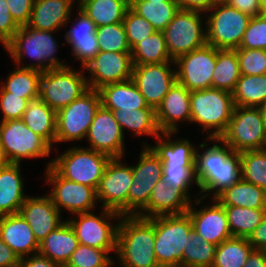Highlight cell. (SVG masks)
<instances>
[{
	"label": "cell",
	"instance_id": "cell-1",
	"mask_svg": "<svg viewBox=\"0 0 266 267\" xmlns=\"http://www.w3.org/2000/svg\"><path fill=\"white\" fill-rule=\"evenodd\" d=\"M213 143L209 148L206 142L199 144L205 151L200 154L196 149V178L199 184V199L196 205H200L203 198L206 199L211 192L212 199L216 198L226 188L241 179L240 153L234 152L227 144L219 139H209ZM218 142L221 145H219ZM223 144V145H222Z\"/></svg>",
	"mask_w": 266,
	"mask_h": 267
},
{
	"label": "cell",
	"instance_id": "cell-2",
	"mask_svg": "<svg viewBox=\"0 0 266 267\" xmlns=\"http://www.w3.org/2000/svg\"><path fill=\"white\" fill-rule=\"evenodd\" d=\"M154 244V217L122 215L117 232L116 252L120 267H158Z\"/></svg>",
	"mask_w": 266,
	"mask_h": 267
},
{
	"label": "cell",
	"instance_id": "cell-3",
	"mask_svg": "<svg viewBox=\"0 0 266 267\" xmlns=\"http://www.w3.org/2000/svg\"><path fill=\"white\" fill-rule=\"evenodd\" d=\"M55 31H45L23 26L4 46L11 59L21 65L24 55L36 59L37 62L20 67L36 69L41 72L54 68H65L68 65L55 57L59 44L52 36Z\"/></svg>",
	"mask_w": 266,
	"mask_h": 267
},
{
	"label": "cell",
	"instance_id": "cell-4",
	"mask_svg": "<svg viewBox=\"0 0 266 267\" xmlns=\"http://www.w3.org/2000/svg\"><path fill=\"white\" fill-rule=\"evenodd\" d=\"M191 123H198L203 130L211 129L208 139H219L225 132L235 108L231 92L206 88L190 91ZM213 129V130H212Z\"/></svg>",
	"mask_w": 266,
	"mask_h": 267
},
{
	"label": "cell",
	"instance_id": "cell-5",
	"mask_svg": "<svg viewBox=\"0 0 266 267\" xmlns=\"http://www.w3.org/2000/svg\"><path fill=\"white\" fill-rule=\"evenodd\" d=\"M110 159L93 149L75 146L54 158L47 167L51 165L62 177L97 191Z\"/></svg>",
	"mask_w": 266,
	"mask_h": 267
},
{
	"label": "cell",
	"instance_id": "cell-6",
	"mask_svg": "<svg viewBox=\"0 0 266 267\" xmlns=\"http://www.w3.org/2000/svg\"><path fill=\"white\" fill-rule=\"evenodd\" d=\"M154 251L159 265L181 264L188 235L193 230L187 213L154 217Z\"/></svg>",
	"mask_w": 266,
	"mask_h": 267
},
{
	"label": "cell",
	"instance_id": "cell-7",
	"mask_svg": "<svg viewBox=\"0 0 266 267\" xmlns=\"http://www.w3.org/2000/svg\"><path fill=\"white\" fill-rule=\"evenodd\" d=\"M209 12L204 22L207 44L216 49L239 48L251 17L228 3L214 4Z\"/></svg>",
	"mask_w": 266,
	"mask_h": 267
},
{
	"label": "cell",
	"instance_id": "cell-8",
	"mask_svg": "<svg viewBox=\"0 0 266 267\" xmlns=\"http://www.w3.org/2000/svg\"><path fill=\"white\" fill-rule=\"evenodd\" d=\"M87 79L83 71H75L69 66L43 71L39 98L58 112L90 89Z\"/></svg>",
	"mask_w": 266,
	"mask_h": 267
},
{
	"label": "cell",
	"instance_id": "cell-9",
	"mask_svg": "<svg viewBox=\"0 0 266 267\" xmlns=\"http://www.w3.org/2000/svg\"><path fill=\"white\" fill-rule=\"evenodd\" d=\"M266 125L259 107L235 106L219 140L234 152L264 149Z\"/></svg>",
	"mask_w": 266,
	"mask_h": 267
},
{
	"label": "cell",
	"instance_id": "cell-10",
	"mask_svg": "<svg viewBox=\"0 0 266 267\" xmlns=\"http://www.w3.org/2000/svg\"><path fill=\"white\" fill-rule=\"evenodd\" d=\"M101 105L98 90L89 89L57 112L56 143L86 138L95 113Z\"/></svg>",
	"mask_w": 266,
	"mask_h": 267
},
{
	"label": "cell",
	"instance_id": "cell-11",
	"mask_svg": "<svg viewBox=\"0 0 266 267\" xmlns=\"http://www.w3.org/2000/svg\"><path fill=\"white\" fill-rule=\"evenodd\" d=\"M75 215L78 216V221L75 218L67 221L77 235L79 244L105 249L109 253L112 251L117 252L119 221L115 225L110 223V220H120L121 214L114 210L103 208L99 216L91 212Z\"/></svg>",
	"mask_w": 266,
	"mask_h": 267
},
{
	"label": "cell",
	"instance_id": "cell-12",
	"mask_svg": "<svg viewBox=\"0 0 266 267\" xmlns=\"http://www.w3.org/2000/svg\"><path fill=\"white\" fill-rule=\"evenodd\" d=\"M0 145L10 163L20 164L24 158L49 156L51 146L28 128L21 119L1 122Z\"/></svg>",
	"mask_w": 266,
	"mask_h": 267
},
{
	"label": "cell",
	"instance_id": "cell-13",
	"mask_svg": "<svg viewBox=\"0 0 266 267\" xmlns=\"http://www.w3.org/2000/svg\"><path fill=\"white\" fill-rule=\"evenodd\" d=\"M202 13L179 9L163 31L168 53L173 60L207 43L206 30L202 27Z\"/></svg>",
	"mask_w": 266,
	"mask_h": 267
},
{
	"label": "cell",
	"instance_id": "cell-14",
	"mask_svg": "<svg viewBox=\"0 0 266 267\" xmlns=\"http://www.w3.org/2000/svg\"><path fill=\"white\" fill-rule=\"evenodd\" d=\"M217 49L209 44L185 53L174 60L177 81L189 91L212 87Z\"/></svg>",
	"mask_w": 266,
	"mask_h": 267
},
{
	"label": "cell",
	"instance_id": "cell-15",
	"mask_svg": "<svg viewBox=\"0 0 266 267\" xmlns=\"http://www.w3.org/2000/svg\"><path fill=\"white\" fill-rule=\"evenodd\" d=\"M46 171L45 180L53 186L48 195L59 212L62 208L74 215L92 212L98 202L94 188L62 177L51 165Z\"/></svg>",
	"mask_w": 266,
	"mask_h": 267
},
{
	"label": "cell",
	"instance_id": "cell-16",
	"mask_svg": "<svg viewBox=\"0 0 266 267\" xmlns=\"http://www.w3.org/2000/svg\"><path fill=\"white\" fill-rule=\"evenodd\" d=\"M139 163L132 165L133 182L128 194V215H137L149 202L151 192L162 177V161L143 144Z\"/></svg>",
	"mask_w": 266,
	"mask_h": 267
},
{
	"label": "cell",
	"instance_id": "cell-17",
	"mask_svg": "<svg viewBox=\"0 0 266 267\" xmlns=\"http://www.w3.org/2000/svg\"><path fill=\"white\" fill-rule=\"evenodd\" d=\"M132 182V166L123 164L121 158H111L97 189V200L102 202V208L128 215V194Z\"/></svg>",
	"mask_w": 266,
	"mask_h": 267
},
{
	"label": "cell",
	"instance_id": "cell-18",
	"mask_svg": "<svg viewBox=\"0 0 266 267\" xmlns=\"http://www.w3.org/2000/svg\"><path fill=\"white\" fill-rule=\"evenodd\" d=\"M174 61L160 64L133 65L131 79L144 97L147 105L157 109L164 96L177 81Z\"/></svg>",
	"mask_w": 266,
	"mask_h": 267
},
{
	"label": "cell",
	"instance_id": "cell-19",
	"mask_svg": "<svg viewBox=\"0 0 266 267\" xmlns=\"http://www.w3.org/2000/svg\"><path fill=\"white\" fill-rule=\"evenodd\" d=\"M89 149L106 154L111 158H122L124 133L110 109L102 104L97 109L86 136Z\"/></svg>",
	"mask_w": 266,
	"mask_h": 267
},
{
	"label": "cell",
	"instance_id": "cell-20",
	"mask_svg": "<svg viewBox=\"0 0 266 267\" xmlns=\"http://www.w3.org/2000/svg\"><path fill=\"white\" fill-rule=\"evenodd\" d=\"M83 69L91 73L87 79L89 88L99 90L105 85L131 79L132 56L131 53L100 51Z\"/></svg>",
	"mask_w": 266,
	"mask_h": 267
},
{
	"label": "cell",
	"instance_id": "cell-21",
	"mask_svg": "<svg viewBox=\"0 0 266 267\" xmlns=\"http://www.w3.org/2000/svg\"><path fill=\"white\" fill-rule=\"evenodd\" d=\"M212 201L213 205H206L200 210H196L191 203L186 213L192 221L194 231L209 243L217 246L231 238L232 234L224 206L216 198Z\"/></svg>",
	"mask_w": 266,
	"mask_h": 267
},
{
	"label": "cell",
	"instance_id": "cell-22",
	"mask_svg": "<svg viewBox=\"0 0 266 267\" xmlns=\"http://www.w3.org/2000/svg\"><path fill=\"white\" fill-rule=\"evenodd\" d=\"M178 184L160 180L154 186L148 204L137 214L144 218L184 214L193 202Z\"/></svg>",
	"mask_w": 266,
	"mask_h": 267
},
{
	"label": "cell",
	"instance_id": "cell-23",
	"mask_svg": "<svg viewBox=\"0 0 266 267\" xmlns=\"http://www.w3.org/2000/svg\"><path fill=\"white\" fill-rule=\"evenodd\" d=\"M19 213L31 227L38 243L64 222L48 194L41 197L28 196Z\"/></svg>",
	"mask_w": 266,
	"mask_h": 267
},
{
	"label": "cell",
	"instance_id": "cell-24",
	"mask_svg": "<svg viewBox=\"0 0 266 267\" xmlns=\"http://www.w3.org/2000/svg\"><path fill=\"white\" fill-rule=\"evenodd\" d=\"M155 112L161 133L178 132V122H191L190 91L176 81Z\"/></svg>",
	"mask_w": 266,
	"mask_h": 267
},
{
	"label": "cell",
	"instance_id": "cell-25",
	"mask_svg": "<svg viewBox=\"0 0 266 267\" xmlns=\"http://www.w3.org/2000/svg\"><path fill=\"white\" fill-rule=\"evenodd\" d=\"M0 238L19 259L39 251V243L20 213L0 216Z\"/></svg>",
	"mask_w": 266,
	"mask_h": 267
},
{
	"label": "cell",
	"instance_id": "cell-26",
	"mask_svg": "<svg viewBox=\"0 0 266 267\" xmlns=\"http://www.w3.org/2000/svg\"><path fill=\"white\" fill-rule=\"evenodd\" d=\"M78 10L79 15L75 19L77 22L65 33V40L72 46V56L85 68L100 50L95 34V23L82 9L78 7Z\"/></svg>",
	"mask_w": 266,
	"mask_h": 267
},
{
	"label": "cell",
	"instance_id": "cell-27",
	"mask_svg": "<svg viewBox=\"0 0 266 267\" xmlns=\"http://www.w3.org/2000/svg\"><path fill=\"white\" fill-rule=\"evenodd\" d=\"M74 2L75 0H34L27 26L57 32L70 22Z\"/></svg>",
	"mask_w": 266,
	"mask_h": 267
},
{
	"label": "cell",
	"instance_id": "cell-28",
	"mask_svg": "<svg viewBox=\"0 0 266 267\" xmlns=\"http://www.w3.org/2000/svg\"><path fill=\"white\" fill-rule=\"evenodd\" d=\"M98 91L101 104L111 111L153 109L147 105L132 79L105 85Z\"/></svg>",
	"mask_w": 266,
	"mask_h": 267
},
{
	"label": "cell",
	"instance_id": "cell-29",
	"mask_svg": "<svg viewBox=\"0 0 266 267\" xmlns=\"http://www.w3.org/2000/svg\"><path fill=\"white\" fill-rule=\"evenodd\" d=\"M78 244L77 235L65 220L39 243L38 253L58 265L67 264Z\"/></svg>",
	"mask_w": 266,
	"mask_h": 267
},
{
	"label": "cell",
	"instance_id": "cell-30",
	"mask_svg": "<svg viewBox=\"0 0 266 267\" xmlns=\"http://www.w3.org/2000/svg\"><path fill=\"white\" fill-rule=\"evenodd\" d=\"M20 168V164L10 163L0 169V216L19 213L27 198Z\"/></svg>",
	"mask_w": 266,
	"mask_h": 267
},
{
	"label": "cell",
	"instance_id": "cell-31",
	"mask_svg": "<svg viewBox=\"0 0 266 267\" xmlns=\"http://www.w3.org/2000/svg\"><path fill=\"white\" fill-rule=\"evenodd\" d=\"M161 134L156 137V145H148V147L162 161V164L195 165L197 148L190 143L191 141L188 139L172 140L170 136L175 132Z\"/></svg>",
	"mask_w": 266,
	"mask_h": 267
},
{
	"label": "cell",
	"instance_id": "cell-32",
	"mask_svg": "<svg viewBox=\"0 0 266 267\" xmlns=\"http://www.w3.org/2000/svg\"><path fill=\"white\" fill-rule=\"evenodd\" d=\"M21 120L51 147L56 143L57 112L40 98L29 101Z\"/></svg>",
	"mask_w": 266,
	"mask_h": 267
},
{
	"label": "cell",
	"instance_id": "cell-33",
	"mask_svg": "<svg viewBox=\"0 0 266 267\" xmlns=\"http://www.w3.org/2000/svg\"><path fill=\"white\" fill-rule=\"evenodd\" d=\"M77 7L82 9L95 23L96 27L121 23L130 0H78Z\"/></svg>",
	"mask_w": 266,
	"mask_h": 267
},
{
	"label": "cell",
	"instance_id": "cell-34",
	"mask_svg": "<svg viewBox=\"0 0 266 267\" xmlns=\"http://www.w3.org/2000/svg\"><path fill=\"white\" fill-rule=\"evenodd\" d=\"M216 199L223 206L266 208V191L243 179L226 188Z\"/></svg>",
	"mask_w": 266,
	"mask_h": 267
},
{
	"label": "cell",
	"instance_id": "cell-35",
	"mask_svg": "<svg viewBox=\"0 0 266 267\" xmlns=\"http://www.w3.org/2000/svg\"><path fill=\"white\" fill-rule=\"evenodd\" d=\"M130 8L145 18L156 31H164L180 6L177 1L130 0Z\"/></svg>",
	"mask_w": 266,
	"mask_h": 267
},
{
	"label": "cell",
	"instance_id": "cell-36",
	"mask_svg": "<svg viewBox=\"0 0 266 267\" xmlns=\"http://www.w3.org/2000/svg\"><path fill=\"white\" fill-rule=\"evenodd\" d=\"M1 83L0 91L10 92L12 95L29 101L39 98L40 78L42 72L36 69L16 67Z\"/></svg>",
	"mask_w": 266,
	"mask_h": 267
},
{
	"label": "cell",
	"instance_id": "cell-37",
	"mask_svg": "<svg viewBox=\"0 0 266 267\" xmlns=\"http://www.w3.org/2000/svg\"><path fill=\"white\" fill-rule=\"evenodd\" d=\"M241 75L236 50L217 49V61L212 76V88L232 93Z\"/></svg>",
	"mask_w": 266,
	"mask_h": 267
},
{
	"label": "cell",
	"instance_id": "cell-38",
	"mask_svg": "<svg viewBox=\"0 0 266 267\" xmlns=\"http://www.w3.org/2000/svg\"><path fill=\"white\" fill-rule=\"evenodd\" d=\"M133 65L160 64L174 61L167 50L165 35L155 31L131 49Z\"/></svg>",
	"mask_w": 266,
	"mask_h": 267
},
{
	"label": "cell",
	"instance_id": "cell-39",
	"mask_svg": "<svg viewBox=\"0 0 266 267\" xmlns=\"http://www.w3.org/2000/svg\"><path fill=\"white\" fill-rule=\"evenodd\" d=\"M112 113L123 133L126 128L137 136L153 135L158 137L161 133L157 124L155 109L115 110Z\"/></svg>",
	"mask_w": 266,
	"mask_h": 267
},
{
	"label": "cell",
	"instance_id": "cell-40",
	"mask_svg": "<svg viewBox=\"0 0 266 267\" xmlns=\"http://www.w3.org/2000/svg\"><path fill=\"white\" fill-rule=\"evenodd\" d=\"M253 250L247 238L231 237L216 246L211 267H243Z\"/></svg>",
	"mask_w": 266,
	"mask_h": 267
},
{
	"label": "cell",
	"instance_id": "cell-41",
	"mask_svg": "<svg viewBox=\"0 0 266 267\" xmlns=\"http://www.w3.org/2000/svg\"><path fill=\"white\" fill-rule=\"evenodd\" d=\"M232 95L235 106L259 107L266 100V74L241 75Z\"/></svg>",
	"mask_w": 266,
	"mask_h": 267
},
{
	"label": "cell",
	"instance_id": "cell-42",
	"mask_svg": "<svg viewBox=\"0 0 266 267\" xmlns=\"http://www.w3.org/2000/svg\"><path fill=\"white\" fill-rule=\"evenodd\" d=\"M232 237L248 238L261 223L266 208L224 206Z\"/></svg>",
	"mask_w": 266,
	"mask_h": 267
},
{
	"label": "cell",
	"instance_id": "cell-43",
	"mask_svg": "<svg viewBox=\"0 0 266 267\" xmlns=\"http://www.w3.org/2000/svg\"><path fill=\"white\" fill-rule=\"evenodd\" d=\"M216 245L209 243L198 233L191 231L183 250L184 267H211L215 257Z\"/></svg>",
	"mask_w": 266,
	"mask_h": 267
},
{
	"label": "cell",
	"instance_id": "cell-44",
	"mask_svg": "<svg viewBox=\"0 0 266 267\" xmlns=\"http://www.w3.org/2000/svg\"><path fill=\"white\" fill-rule=\"evenodd\" d=\"M241 179L266 191V149L240 152Z\"/></svg>",
	"mask_w": 266,
	"mask_h": 267
},
{
	"label": "cell",
	"instance_id": "cell-45",
	"mask_svg": "<svg viewBox=\"0 0 266 267\" xmlns=\"http://www.w3.org/2000/svg\"><path fill=\"white\" fill-rule=\"evenodd\" d=\"M95 34L100 51L131 53L123 22L96 27Z\"/></svg>",
	"mask_w": 266,
	"mask_h": 267
},
{
	"label": "cell",
	"instance_id": "cell-46",
	"mask_svg": "<svg viewBox=\"0 0 266 267\" xmlns=\"http://www.w3.org/2000/svg\"><path fill=\"white\" fill-rule=\"evenodd\" d=\"M108 255L105 249L78 244L67 264L72 267H112L114 261Z\"/></svg>",
	"mask_w": 266,
	"mask_h": 267
},
{
	"label": "cell",
	"instance_id": "cell-47",
	"mask_svg": "<svg viewBox=\"0 0 266 267\" xmlns=\"http://www.w3.org/2000/svg\"><path fill=\"white\" fill-rule=\"evenodd\" d=\"M123 24L131 49L138 42L149 37L156 31L145 18L135 13L130 7L125 13Z\"/></svg>",
	"mask_w": 266,
	"mask_h": 267
},
{
	"label": "cell",
	"instance_id": "cell-48",
	"mask_svg": "<svg viewBox=\"0 0 266 267\" xmlns=\"http://www.w3.org/2000/svg\"><path fill=\"white\" fill-rule=\"evenodd\" d=\"M237 58L242 75L266 74V50L236 48Z\"/></svg>",
	"mask_w": 266,
	"mask_h": 267
},
{
	"label": "cell",
	"instance_id": "cell-49",
	"mask_svg": "<svg viewBox=\"0 0 266 267\" xmlns=\"http://www.w3.org/2000/svg\"><path fill=\"white\" fill-rule=\"evenodd\" d=\"M161 180L178 184L188 195L193 183L199 188L195 165L162 164Z\"/></svg>",
	"mask_w": 266,
	"mask_h": 267
},
{
	"label": "cell",
	"instance_id": "cell-50",
	"mask_svg": "<svg viewBox=\"0 0 266 267\" xmlns=\"http://www.w3.org/2000/svg\"><path fill=\"white\" fill-rule=\"evenodd\" d=\"M239 48L266 50V16L251 17Z\"/></svg>",
	"mask_w": 266,
	"mask_h": 267
},
{
	"label": "cell",
	"instance_id": "cell-51",
	"mask_svg": "<svg viewBox=\"0 0 266 267\" xmlns=\"http://www.w3.org/2000/svg\"><path fill=\"white\" fill-rule=\"evenodd\" d=\"M28 104V99L12 95L7 91H0V110L3 114L1 122L6 120L22 119Z\"/></svg>",
	"mask_w": 266,
	"mask_h": 267
},
{
	"label": "cell",
	"instance_id": "cell-52",
	"mask_svg": "<svg viewBox=\"0 0 266 267\" xmlns=\"http://www.w3.org/2000/svg\"><path fill=\"white\" fill-rule=\"evenodd\" d=\"M6 0H0V43L5 46L20 28L14 21Z\"/></svg>",
	"mask_w": 266,
	"mask_h": 267
},
{
	"label": "cell",
	"instance_id": "cell-53",
	"mask_svg": "<svg viewBox=\"0 0 266 267\" xmlns=\"http://www.w3.org/2000/svg\"><path fill=\"white\" fill-rule=\"evenodd\" d=\"M8 9L19 27L27 26L33 9L34 0H6Z\"/></svg>",
	"mask_w": 266,
	"mask_h": 267
},
{
	"label": "cell",
	"instance_id": "cell-54",
	"mask_svg": "<svg viewBox=\"0 0 266 267\" xmlns=\"http://www.w3.org/2000/svg\"><path fill=\"white\" fill-rule=\"evenodd\" d=\"M227 3L250 17L261 15L260 0H228Z\"/></svg>",
	"mask_w": 266,
	"mask_h": 267
},
{
	"label": "cell",
	"instance_id": "cell-55",
	"mask_svg": "<svg viewBox=\"0 0 266 267\" xmlns=\"http://www.w3.org/2000/svg\"><path fill=\"white\" fill-rule=\"evenodd\" d=\"M247 239L256 250H264L266 248V213L261 223Z\"/></svg>",
	"mask_w": 266,
	"mask_h": 267
},
{
	"label": "cell",
	"instance_id": "cell-56",
	"mask_svg": "<svg viewBox=\"0 0 266 267\" xmlns=\"http://www.w3.org/2000/svg\"><path fill=\"white\" fill-rule=\"evenodd\" d=\"M20 263L23 267H59L57 263L39 253L21 258Z\"/></svg>",
	"mask_w": 266,
	"mask_h": 267
},
{
	"label": "cell",
	"instance_id": "cell-57",
	"mask_svg": "<svg viewBox=\"0 0 266 267\" xmlns=\"http://www.w3.org/2000/svg\"><path fill=\"white\" fill-rule=\"evenodd\" d=\"M20 262L13 250L0 238V267H12Z\"/></svg>",
	"mask_w": 266,
	"mask_h": 267
},
{
	"label": "cell",
	"instance_id": "cell-58",
	"mask_svg": "<svg viewBox=\"0 0 266 267\" xmlns=\"http://www.w3.org/2000/svg\"><path fill=\"white\" fill-rule=\"evenodd\" d=\"M180 9L207 13L214 5L212 0H177Z\"/></svg>",
	"mask_w": 266,
	"mask_h": 267
},
{
	"label": "cell",
	"instance_id": "cell-59",
	"mask_svg": "<svg viewBox=\"0 0 266 267\" xmlns=\"http://www.w3.org/2000/svg\"><path fill=\"white\" fill-rule=\"evenodd\" d=\"M243 267H266V255L263 250L254 249Z\"/></svg>",
	"mask_w": 266,
	"mask_h": 267
},
{
	"label": "cell",
	"instance_id": "cell-60",
	"mask_svg": "<svg viewBox=\"0 0 266 267\" xmlns=\"http://www.w3.org/2000/svg\"><path fill=\"white\" fill-rule=\"evenodd\" d=\"M10 164L7 159L3 147L0 145V169L7 167Z\"/></svg>",
	"mask_w": 266,
	"mask_h": 267
},
{
	"label": "cell",
	"instance_id": "cell-61",
	"mask_svg": "<svg viewBox=\"0 0 266 267\" xmlns=\"http://www.w3.org/2000/svg\"><path fill=\"white\" fill-rule=\"evenodd\" d=\"M266 125V100L259 106Z\"/></svg>",
	"mask_w": 266,
	"mask_h": 267
},
{
	"label": "cell",
	"instance_id": "cell-62",
	"mask_svg": "<svg viewBox=\"0 0 266 267\" xmlns=\"http://www.w3.org/2000/svg\"><path fill=\"white\" fill-rule=\"evenodd\" d=\"M261 15L266 16V0H260Z\"/></svg>",
	"mask_w": 266,
	"mask_h": 267
},
{
	"label": "cell",
	"instance_id": "cell-63",
	"mask_svg": "<svg viewBox=\"0 0 266 267\" xmlns=\"http://www.w3.org/2000/svg\"><path fill=\"white\" fill-rule=\"evenodd\" d=\"M158 267H184L181 264L159 265Z\"/></svg>",
	"mask_w": 266,
	"mask_h": 267
},
{
	"label": "cell",
	"instance_id": "cell-64",
	"mask_svg": "<svg viewBox=\"0 0 266 267\" xmlns=\"http://www.w3.org/2000/svg\"><path fill=\"white\" fill-rule=\"evenodd\" d=\"M214 4L227 3L228 0H212Z\"/></svg>",
	"mask_w": 266,
	"mask_h": 267
},
{
	"label": "cell",
	"instance_id": "cell-65",
	"mask_svg": "<svg viewBox=\"0 0 266 267\" xmlns=\"http://www.w3.org/2000/svg\"><path fill=\"white\" fill-rule=\"evenodd\" d=\"M146 1H177V0H146Z\"/></svg>",
	"mask_w": 266,
	"mask_h": 267
},
{
	"label": "cell",
	"instance_id": "cell-66",
	"mask_svg": "<svg viewBox=\"0 0 266 267\" xmlns=\"http://www.w3.org/2000/svg\"><path fill=\"white\" fill-rule=\"evenodd\" d=\"M264 149H266V130H265V137H264Z\"/></svg>",
	"mask_w": 266,
	"mask_h": 267
},
{
	"label": "cell",
	"instance_id": "cell-67",
	"mask_svg": "<svg viewBox=\"0 0 266 267\" xmlns=\"http://www.w3.org/2000/svg\"><path fill=\"white\" fill-rule=\"evenodd\" d=\"M59 267H72V266H70L68 264H61V265H59Z\"/></svg>",
	"mask_w": 266,
	"mask_h": 267
},
{
	"label": "cell",
	"instance_id": "cell-68",
	"mask_svg": "<svg viewBox=\"0 0 266 267\" xmlns=\"http://www.w3.org/2000/svg\"><path fill=\"white\" fill-rule=\"evenodd\" d=\"M12 267H23L22 264L19 262L18 264H16L15 266Z\"/></svg>",
	"mask_w": 266,
	"mask_h": 267
}]
</instances>
